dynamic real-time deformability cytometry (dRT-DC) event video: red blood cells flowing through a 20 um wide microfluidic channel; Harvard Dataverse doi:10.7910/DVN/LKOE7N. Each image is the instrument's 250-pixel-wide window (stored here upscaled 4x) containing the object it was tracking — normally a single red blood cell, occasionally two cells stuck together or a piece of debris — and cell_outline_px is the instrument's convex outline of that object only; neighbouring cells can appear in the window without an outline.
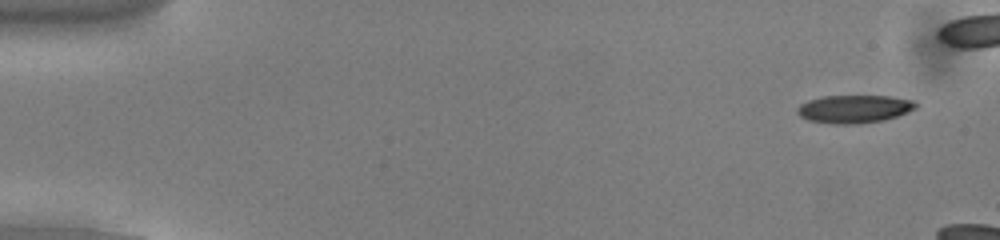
{"species": "common noctule bat (a hibernating species)", "species_latin": "Nyctalus noctula", "temperature_condition": "cold", "stored_images_in_passage": 12, "camera_frame_rate_fps": 3000, "um_per_image_px": 0.085, "animal": {"sex": "male", "body_mass_g": 13.0, "forearm_length_mm": 53.1}, "frame": {"image": 1, "passage_image": 3, "time_ms": 0.667, "image_size_px": [1000, 240], "cell_outline_px": [[920, 104], [916, 108], [908, 112], [884, 120], [860, 124], [836, 124], [808, 120], [800, 116], [796, 112], [796, 108], [800, 104], [808, 100], [824, 96], [888, 96], [916, 100]], "centroid_in_image_um": [72.64, 9.26], "position_along_channel_um": 12.4, "area_um2": 19.54}}